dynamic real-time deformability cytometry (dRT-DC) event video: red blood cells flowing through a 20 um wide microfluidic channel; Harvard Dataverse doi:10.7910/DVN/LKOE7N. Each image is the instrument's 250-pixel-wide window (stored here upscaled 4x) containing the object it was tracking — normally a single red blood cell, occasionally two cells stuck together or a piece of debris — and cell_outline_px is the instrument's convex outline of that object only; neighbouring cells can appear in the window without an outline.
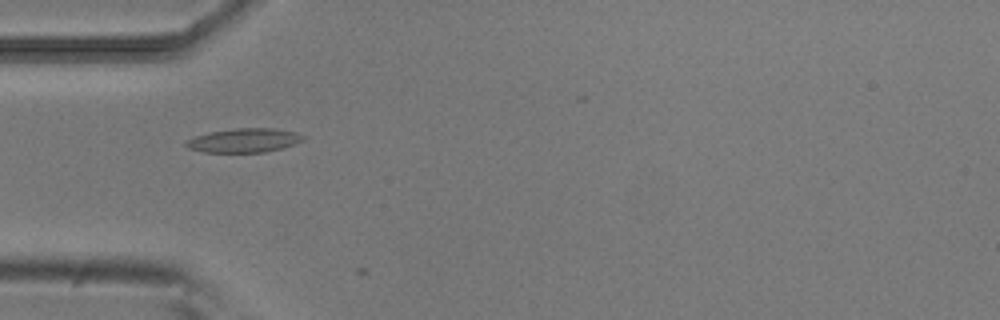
{"species": "common noctule bat (a hibernating species)", "species_latin": "Nyctalus noctula", "temperature_condition": "room temperature", "stored_images_in_passage": 10, "camera_frame_rate_fps": 3000, "um_per_image_px": 0.085, "animal": {"sex": "male", "body_mass_g": 20.5, "forearm_length_mm": 52.5}, "frame": {"image": 1, "passage_image": 2, "time_ms": 0.333, "image_size_px": [1000, 320], "cell_outline_px": [[308, 136], [304, 140], [296, 144], [284, 148], [264, 152], [204, 152], [188, 148], [184, 144], [184, 140], [192, 136], [208, 132], [236, 128], [272, 128], [296, 132]], "centroid_in_image_um": [20.75, 11.93], "position_along_channel_um": 64.3, "area_um2": 16.76}}
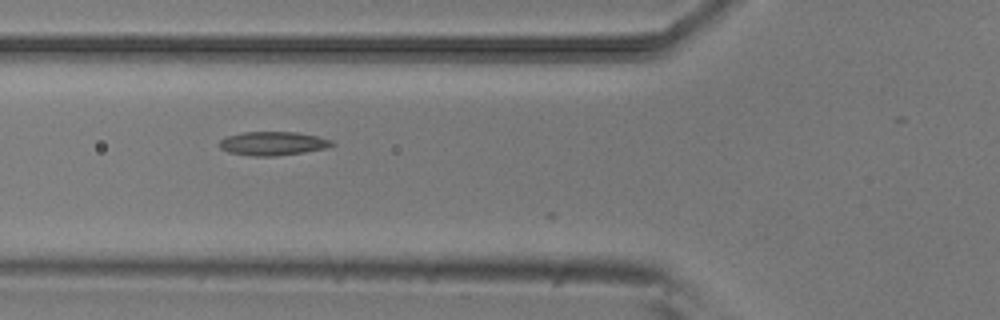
{"frame": {"image": 2, "passage_image": 5, "time_ms": 1.333, "image_size_px": [1000, 320], "cell_outline_px": [[336, 144], [328, 148], [304, 152], [276, 156], [252, 156], [228, 152], [220, 148], [220, 140], [228, 136], [244, 132], [296, 132], [316, 136], [332, 140]], "centroid_in_image_um": [23.22, 12.2], "position_along_channel_um": 102.6, "area_um2": 15.55}}
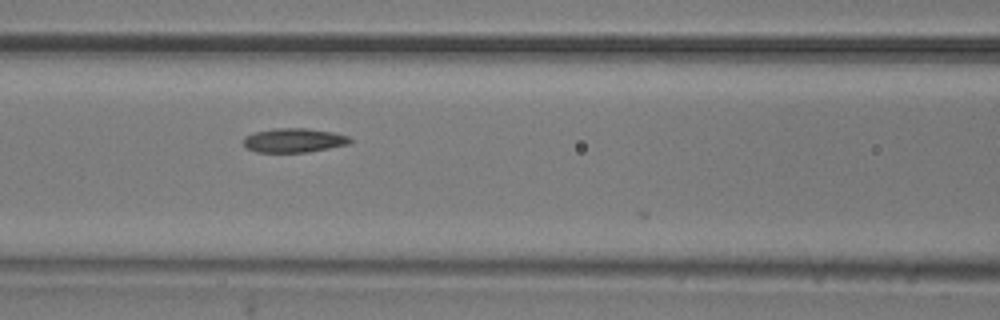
{"frame": {"image": 3, "passage_image": 8, "time_ms": 2.333, "image_size_px": [1000, 320], "cell_outline_px": [[352, 144], [308, 152], [256, 152], [248, 148], [244, 144], [244, 136], [256, 132], [272, 128], [308, 128], [332, 132], [348, 136], [352, 140]], "centroid_in_image_um": [25.02, 11.92], "position_along_channel_um": 141.6, "area_um2": 15.09}}